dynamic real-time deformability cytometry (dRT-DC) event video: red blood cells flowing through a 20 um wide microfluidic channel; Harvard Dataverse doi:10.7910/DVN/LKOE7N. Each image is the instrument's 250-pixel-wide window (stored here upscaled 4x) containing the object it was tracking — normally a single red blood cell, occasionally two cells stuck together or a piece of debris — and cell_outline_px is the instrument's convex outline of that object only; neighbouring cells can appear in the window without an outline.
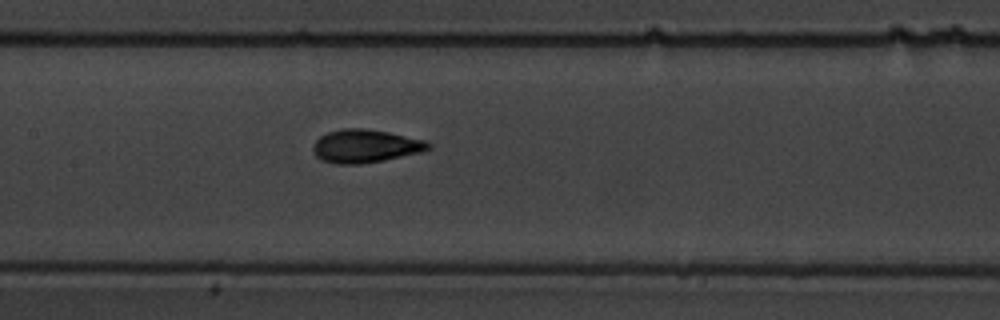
{"species": "common noctule bat (a hibernating species)", "species_latin": "Nyctalus noctula", "temperature_condition": "warm", "stored_images_in_passage": 7, "camera_frame_rate_fps": 3000, "um_per_image_px": 0.085, "animal": {"sex": "male", "body_mass_g": 19.5, "forearm_length_mm": 54.6}, "frame": {"image": 1, "passage_image": 7, "time_ms": 8.667, "image_size_px": [1000, 320], "cell_outline_px": [[432, 148], [420, 152], [384, 160], [360, 164], [336, 164], [320, 160], [316, 156], [312, 148], [312, 144], [320, 136], [328, 132], [344, 128], [364, 128], [388, 132], [424, 140], [432, 144]], "centroid_in_image_um": [31.03, 12.42], "position_along_channel_um": 176.4, "area_um2": 22.31}}